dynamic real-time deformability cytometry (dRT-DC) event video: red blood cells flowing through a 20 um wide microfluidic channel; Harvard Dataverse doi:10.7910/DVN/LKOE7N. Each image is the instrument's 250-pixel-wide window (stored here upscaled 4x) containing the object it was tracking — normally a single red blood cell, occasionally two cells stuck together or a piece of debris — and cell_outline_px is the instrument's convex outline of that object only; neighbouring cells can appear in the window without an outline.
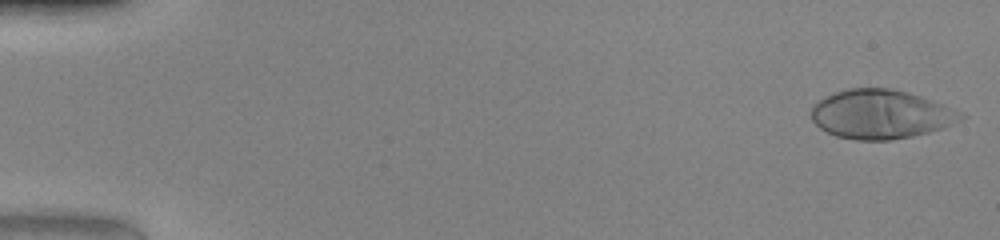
{"species": "human", "species_latin": "Homo sapiens", "temperature_condition": "warm", "stored_images_in_passage": 49, "camera_frame_rate_fps": 3000, "um_per_image_px": 0.085, "donor": {"sex": "female"}, "frame": {"image": 1, "passage_image": 1, "time_ms": 0.0, "image_size_px": [1000, 240], "cell_outline_px": [[968, 116], [944, 128], [912, 136], [888, 140], [856, 140], [836, 136], [820, 128], [812, 120], [812, 108], [820, 100], [836, 92], [848, 88], [892, 88], [920, 96], [932, 100], [960, 112]], "centroid_in_image_um": [74.88, 9.72], "position_along_channel_um": 10.1, "area_um2": 42.31}}
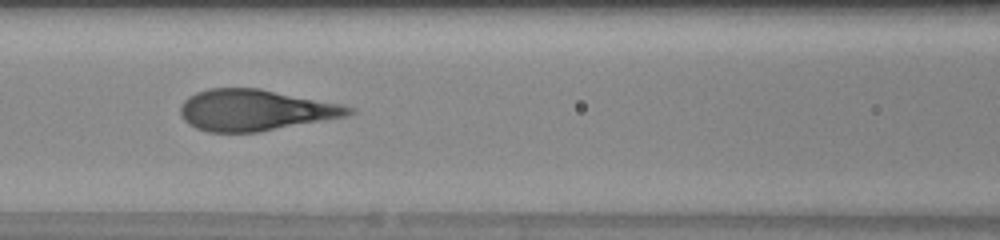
{"frame": {"image": 2, "passage_image": 22, "time_ms": 7.0, "image_size_px": [1000, 240], "cell_outline_px": [[356, 112], [344, 116], [256, 132], [208, 132], [196, 128], [188, 124], [184, 120], [180, 112], [180, 104], [188, 96], [196, 92], [208, 88], [260, 88], [340, 104], [356, 108]], "centroid_in_image_um": [21.63, 9.35], "position_along_channel_um": 145.0, "area_um2": 40.11}}
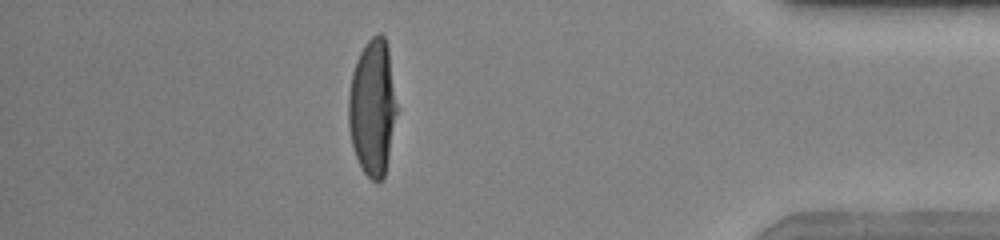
{"frame": {"image": 3, "passage_image": 43, "time_ms": 14.0, "image_size_px": [1000, 240], "cell_outline_px": [[396, 112], [384, 180], [376, 184], [364, 172], [356, 156], [352, 144], [348, 124], [348, 92], [352, 72], [356, 60], [364, 44], [372, 36], [380, 32], [384, 36], [388, 48], [396, 104]], "centroid_in_image_um": [31.64, 9.13], "position_along_channel_um": 403.6, "area_um2": 38.15}}